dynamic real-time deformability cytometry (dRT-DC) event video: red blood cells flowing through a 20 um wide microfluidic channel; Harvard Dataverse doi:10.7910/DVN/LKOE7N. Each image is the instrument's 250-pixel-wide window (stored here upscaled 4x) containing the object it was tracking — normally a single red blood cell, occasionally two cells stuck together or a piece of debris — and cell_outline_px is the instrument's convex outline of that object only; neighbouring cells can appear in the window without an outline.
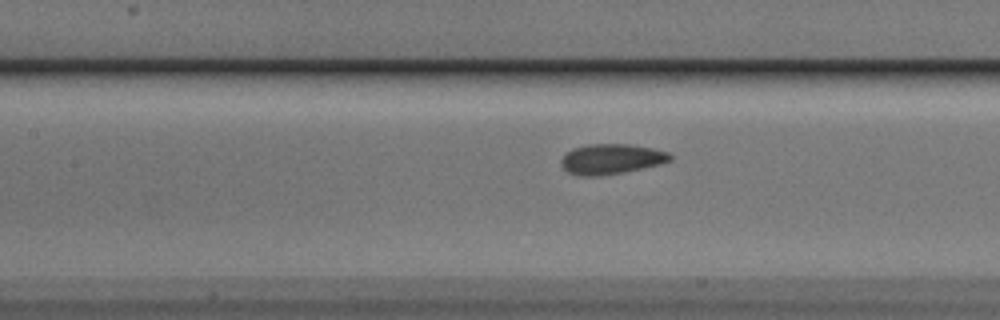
{"species": "Egyptian fruit bat (a non-hibernating species)", "species_latin": "Rousettus aegyptiacus", "temperature_condition": "cold", "stored_images_in_passage": 23, "camera_frame_rate_fps": 3000, "um_per_image_px": 0.085, "animal": {"sex": "male"}, "frame": {"image": 1, "passage_image": 20, "time_ms": 6.333, "image_size_px": [1000, 320], "cell_outline_px": [[672, 160], [660, 164], [624, 172], [596, 176], [584, 176], [568, 172], [560, 164], [560, 160], [572, 148], [588, 144], [628, 144], [652, 148], [668, 152], [672, 156]], "centroid_in_image_um": [51.96, 13.51], "position_along_channel_um": 155.4, "area_um2": 19.07}}